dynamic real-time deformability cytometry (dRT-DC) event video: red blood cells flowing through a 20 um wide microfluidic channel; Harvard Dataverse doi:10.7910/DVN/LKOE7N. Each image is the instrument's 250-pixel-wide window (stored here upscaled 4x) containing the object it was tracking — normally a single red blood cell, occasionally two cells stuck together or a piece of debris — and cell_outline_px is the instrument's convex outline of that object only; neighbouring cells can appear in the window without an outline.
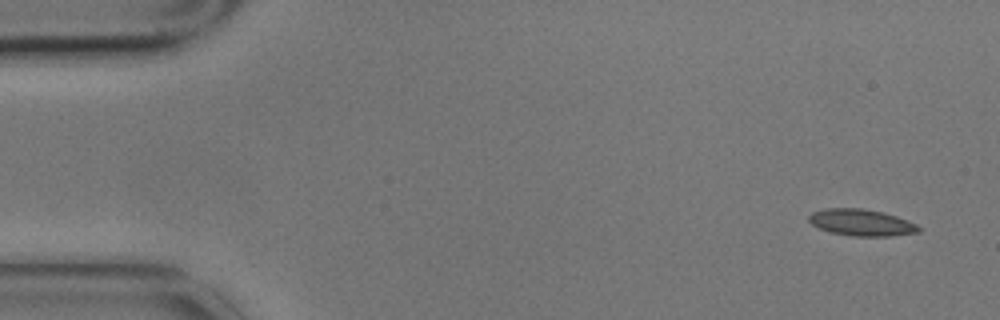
{"species": "common noctule bat (a hibernating species)", "species_latin": "Nyctalus noctula", "temperature_condition": "cold", "stored_images_in_passage": 4, "camera_frame_rate_fps": 3000, "um_per_image_px": 0.085, "animal": {"sex": "male", "body_mass_g": 17.9}, "frame": {"image": 1, "passage_image": 1, "time_ms": 0.0, "image_size_px": [1000, 320], "cell_outline_px": [[924, 228], [920, 232], [892, 236], [852, 236], [832, 232], [820, 228], [812, 224], [808, 220], [808, 216], [812, 212], [824, 208], [864, 208], [884, 212], [908, 220]], "centroid_in_image_um": [73.26, 18.91], "position_along_channel_um": 11.7, "area_um2": 17.22}}
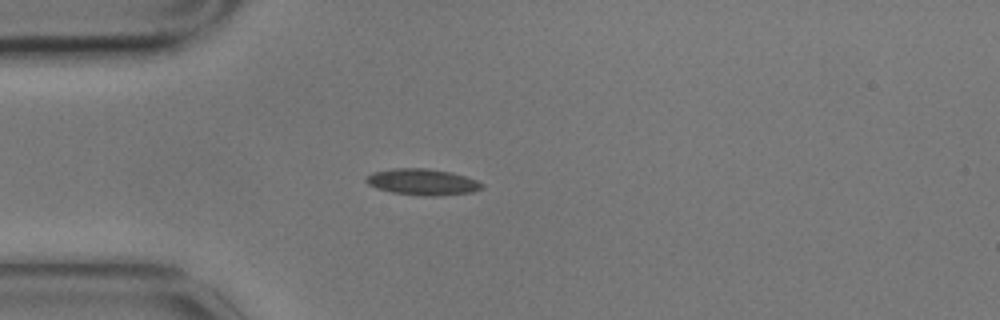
{"frame": {"image": 2, "passage_image": 4, "time_ms": 1.0, "image_size_px": [1000, 320], "cell_outline_px": [[484, 188], [472, 192], [436, 196], [424, 196], [392, 192], [376, 188], [368, 184], [364, 180], [364, 176], [372, 172], [392, 168], [424, 168], [448, 172], [464, 176], [476, 180], [484, 184]], "centroid_in_image_um": [35.86, 15.47], "position_along_channel_um": 49.1, "area_um2": 17.74}}